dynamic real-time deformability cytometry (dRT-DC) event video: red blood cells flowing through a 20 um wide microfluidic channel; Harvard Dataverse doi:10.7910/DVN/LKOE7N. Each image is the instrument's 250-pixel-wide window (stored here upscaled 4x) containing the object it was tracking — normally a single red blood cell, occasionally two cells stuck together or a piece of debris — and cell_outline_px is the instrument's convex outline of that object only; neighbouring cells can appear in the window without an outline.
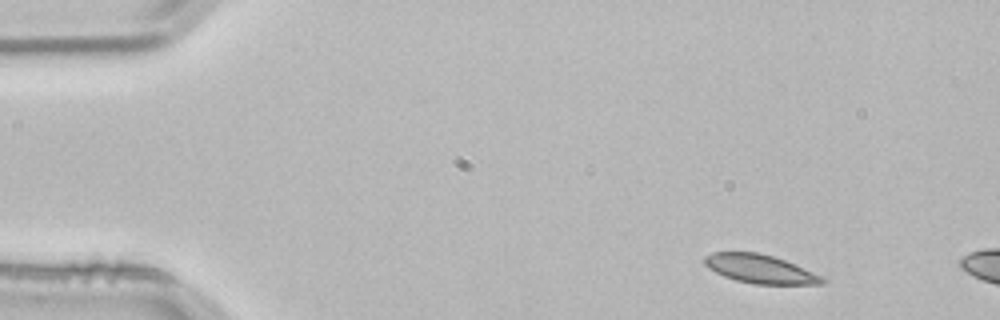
{"species": "common noctule bat (a hibernating species)", "species_latin": "Nyctalus noctula", "temperature_condition": "room temperature", "stored_images_in_passage": 3, "camera_frame_rate_fps": 3000, "um_per_image_px": 0.085, "animal": {"sex": "male", "body_mass_g": 21.5, "forearm_length_mm": 52.0}, "frame": {"image": 1, "passage_image": 1, "time_ms": 0.0, "image_size_px": [1000, 320], "cell_outline_px": [[828, 280], [824, 284], [752, 284], [736, 280], [724, 276], [708, 268], [704, 264], [704, 256], [712, 252], [756, 252], [772, 256], [796, 264], [824, 276]], "centroid_in_image_um": [64.64, 22.86], "position_along_channel_um": 20.4, "area_um2": 19.83}}